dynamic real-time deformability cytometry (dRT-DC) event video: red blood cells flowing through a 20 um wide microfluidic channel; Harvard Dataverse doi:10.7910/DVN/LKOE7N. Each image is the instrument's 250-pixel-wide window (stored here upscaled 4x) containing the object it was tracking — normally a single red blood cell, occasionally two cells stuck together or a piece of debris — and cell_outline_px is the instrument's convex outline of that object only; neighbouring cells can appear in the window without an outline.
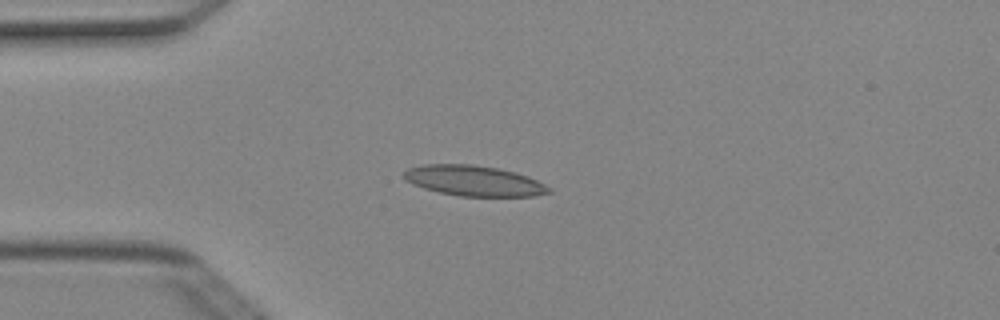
{"species": "Egyptian fruit bat (a non-hibernating species)", "species_latin": "Rousettus aegyptiacus", "temperature_condition": "cold", "stored_images_in_passage": 5, "camera_frame_rate_fps": 3000, "um_per_image_px": 0.085, "animal": {"sex": "female"}, "frame": {"image": 1, "passage_image": 3, "time_ms": 0.667, "image_size_px": [1000, 320], "cell_outline_px": [[552, 192], [532, 196], [460, 196], [440, 192], [424, 188], [412, 184], [404, 180], [404, 172], [408, 168], [424, 164], [472, 164], [496, 168], [516, 172], [528, 176], [552, 188]], "centroid_in_image_um": [40.28, 15.36], "position_along_channel_um": 44.7, "area_um2": 25.66}}
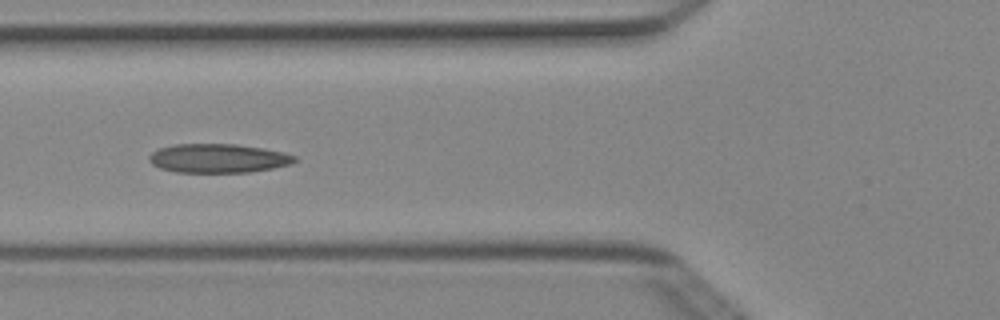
{"frame": {"image": 2, "passage_image": 5, "time_ms": 1.333, "image_size_px": [1000, 320], "cell_outline_px": [[296, 160], [292, 164], [272, 168], [248, 172], [176, 172], [160, 168], [152, 164], [148, 160], [148, 156], [152, 152], [160, 148], [172, 144], [236, 144], [264, 148], [284, 152], [296, 156]], "centroid_in_image_um": [18.54, 13.45], "position_along_channel_um": 107.3, "area_um2": 24.62}}